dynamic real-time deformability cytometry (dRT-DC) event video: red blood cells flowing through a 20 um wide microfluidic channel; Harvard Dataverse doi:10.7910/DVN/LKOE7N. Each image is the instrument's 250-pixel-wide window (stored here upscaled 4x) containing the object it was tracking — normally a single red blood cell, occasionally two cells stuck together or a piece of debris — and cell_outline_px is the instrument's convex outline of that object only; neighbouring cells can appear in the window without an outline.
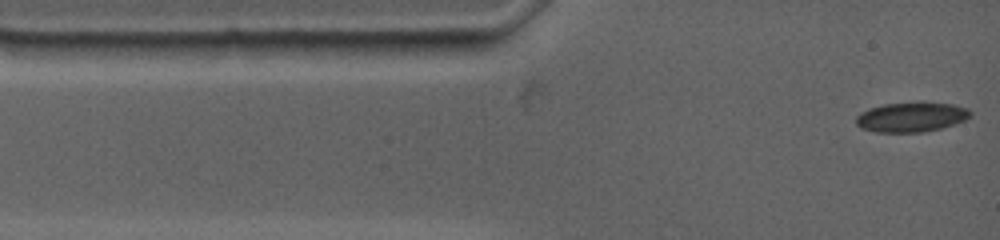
{"species": "common noctule bat (a hibernating species)", "species_latin": "Nyctalus noctula", "temperature_condition": "warm", "stored_images_in_passage": 94, "camera_frame_rate_fps": 4500, "um_per_image_px": 0.085, "animal": {"sex": "female", "body_mass_g": 19.0, "forearm_length_mm": 53.3}, "frame": {"image": 1, "passage_image": 1, "time_ms": 0.0, "image_size_px": [1000, 240], "cell_outline_px": [[972, 112], [964, 120], [940, 128], [924, 132], [876, 132], [860, 128], [856, 124], [856, 116], [860, 112], [868, 108], [884, 104], [952, 104], [968, 108]], "centroid_in_image_um": [77.39, 9.98], "position_along_channel_um": 7.6, "area_um2": 19.25}}
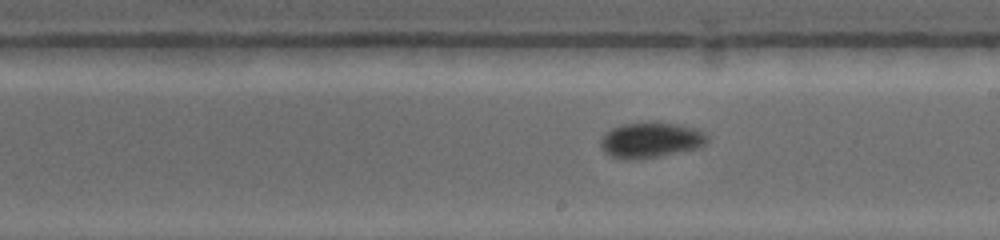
{"frame": {"image": 2, "passage_image": 49, "time_ms": 7.333, "image_size_px": [1000, 240], "cell_outline_px": [[708, 140], [700, 148], [636, 160], [624, 160], [608, 156], [600, 148], [600, 140], [612, 128], [624, 124], [676, 124], [696, 128], [708, 132]], "centroid_in_image_um": [55.32, 11.95], "position_along_channel_um": 233.7, "area_um2": 21.85}}
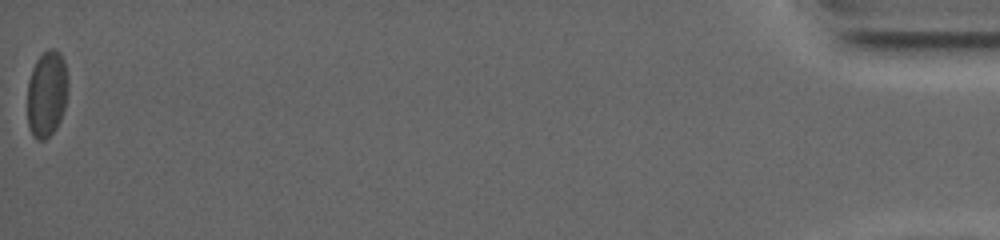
{"frame": {"image": 3, "passage_image": 94, "time_ms": 17.556, "image_size_px": [1000, 240], "cell_outline_px": [[68, 88], [64, 108], [60, 120], [56, 128], [44, 140], [40, 140], [32, 132], [28, 124], [28, 80], [32, 68], [36, 60], [48, 48], [56, 48], [60, 52], [64, 60], [68, 76]], "centroid_in_image_um": [4.0, 7.9], "position_along_channel_um": 431.2, "area_um2": 20.46}, "authors_computed_cell_mechanics": {"area_um2": 20.5768, "velocity_mm_per_s": 3.641, "shape_relaxation_time_tau1_ms": 4.8085, "shape_relaxation_time_tau2_ms": null, "deformation_change_tau1": 0.0722, "deformation_change_tau2": null}}